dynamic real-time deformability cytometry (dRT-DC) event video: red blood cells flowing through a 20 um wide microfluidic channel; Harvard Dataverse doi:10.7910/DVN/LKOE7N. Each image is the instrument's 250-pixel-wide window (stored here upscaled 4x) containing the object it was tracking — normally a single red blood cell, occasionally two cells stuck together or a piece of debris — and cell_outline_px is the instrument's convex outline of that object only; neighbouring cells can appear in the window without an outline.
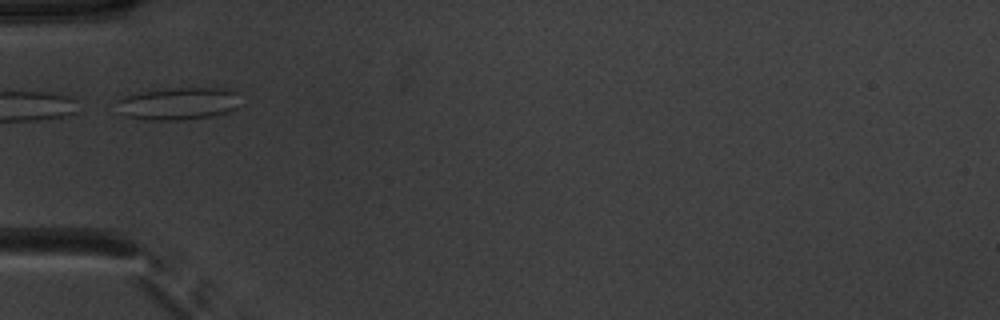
{"species": "common noctule bat (a hibernating species)", "species_latin": "Nyctalus noctula", "temperature_condition": "warm", "stored_images_in_passage": 15, "camera_frame_rate_fps": 3000, "um_per_image_px": 0.085, "animal": {"sex": "male", "body_mass_g": 20.1, "forearm_length_mm": 53.5}, "frame": {"image": 1, "passage_image": 1, "time_ms": 0.0, "image_size_px": [1000, 320], "cell_outline_px": [[236, 108], [228, 112], [212, 116], [180, 120], [148, 120], [124, 116], [116, 100], [124, 96], [136, 92], [168, 88], [224, 88], [236, 92]], "centroid_in_image_um": [15.11, 8.8], "position_along_channel_um": 69.9, "area_um2": 23.24}}